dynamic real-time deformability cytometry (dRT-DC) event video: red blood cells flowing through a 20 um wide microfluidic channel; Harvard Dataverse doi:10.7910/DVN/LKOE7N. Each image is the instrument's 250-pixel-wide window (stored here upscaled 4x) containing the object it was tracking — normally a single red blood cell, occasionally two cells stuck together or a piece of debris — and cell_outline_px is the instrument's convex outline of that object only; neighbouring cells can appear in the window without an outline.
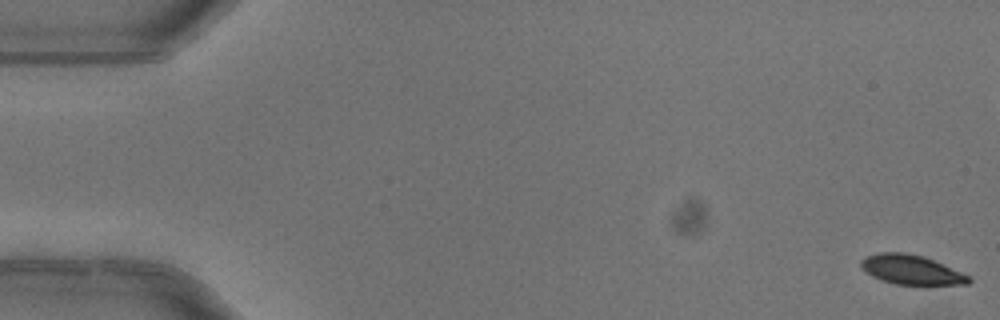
{"species": "common noctule bat (a hibernating species)", "species_latin": "Nyctalus noctula", "temperature_condition": "warm", "stored_images_in_passage": 8, "camera_frame_rate_fps": 3000, "um_per_image_px": 0.085, "animal": {"sex": "female"}, "frame": {"image": 1, "passage_image": 1, "time_ms": 0.0, "image_size_px": [1000, 320], "cell_outline_px": [[972, 280], [968, 284], [896, 284], [880, 280], [872, 276], [860, 268], [860, 260], [876, 252], [904, 252], [924, 256], [972, 276]], "centroid_in_image_um": [77.45, 22.91], "position_along_channel_um": 7.5, "area_um2": 18.61}}